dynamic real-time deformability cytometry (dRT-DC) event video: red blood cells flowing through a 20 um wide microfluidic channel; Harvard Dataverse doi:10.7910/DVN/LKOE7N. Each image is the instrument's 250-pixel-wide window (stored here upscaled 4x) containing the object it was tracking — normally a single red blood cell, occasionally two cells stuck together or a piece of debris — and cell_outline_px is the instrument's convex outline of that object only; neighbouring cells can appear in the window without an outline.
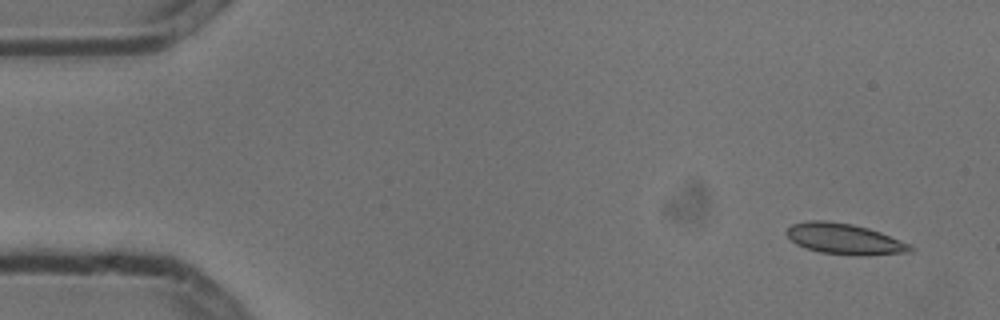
{"species": "common noctule bat (a hibernating species)", "species_latin": "Nyctalus noctula", "temperature_condition": "cold", "stored_images_in_passage": 2, "camera_frame_rate_fps": 3000, "um_per_image_px": 0.085, "animal": {"sex": "male", "body_mass_g": 13.3}, "frame": {"image": 1, "passage_image": 2, "time_ms": 0.333, "image_size_px": [1000, 320], "cell_outline_px": [[916, 248], [912, 252], [860, 256], [820, 252], [796, 244], [784, 232], [792, 224], [808, 220], [824, 220], [852, 224], [868, 228], [880, 232], [912, 244]], "centroid_in_image_um": [71.83, 20.31], "position_along_channel_um": 13.2, "area_um2": 22.31}}